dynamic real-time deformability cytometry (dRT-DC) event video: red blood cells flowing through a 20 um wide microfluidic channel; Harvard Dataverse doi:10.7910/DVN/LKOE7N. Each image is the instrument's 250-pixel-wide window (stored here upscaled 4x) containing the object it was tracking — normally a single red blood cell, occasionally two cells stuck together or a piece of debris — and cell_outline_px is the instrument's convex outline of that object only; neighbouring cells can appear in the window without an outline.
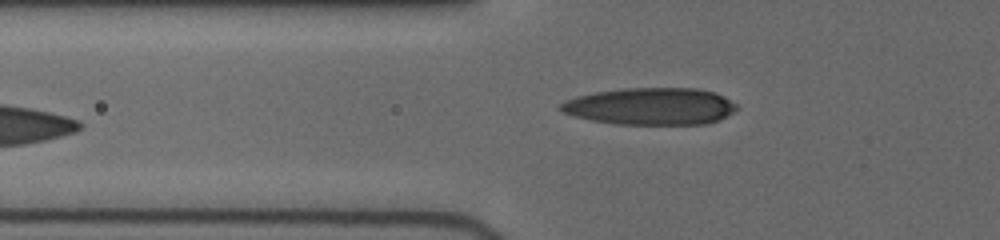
{"species": "human", "species_latin": "Homo sapiens", "temperature_condition": "cold", "stored_images_in_passage": 26, "camera_frame_rate_fps": 3000, "um_per_image_px": 0.085, "donor": {"sex": "female"}, "frame": {"image": 1, "passage_image": 2, "time_ms": 0.333, "image_size_px": [1000, 240], "cell_outline_px": [[736, 108], [732, 112], [720, 120], [704, 124], [616, 124], [592, 120], [576, 116], [564, 112], [560, 108], [560, 104], [564, 100], [576, 96], [596, 92], [624, 88], [696, 88], [716, 92], [724, 96], [736, 104]], "centroid_in_image_um": [55.32, 9.03], "position_along_channel_um": 70.5, "area_um2": 37.92}}
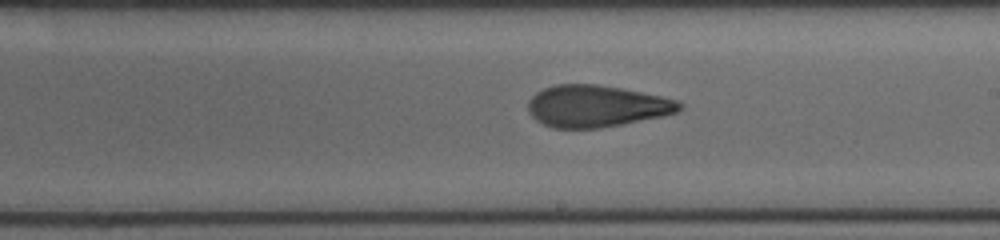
{"frame": {"image": 2, "passage_image": 15, "time_ms": 4.667, "image_size_px": [1000, 240], "cell_outline_px": [[684, 108], [676, 112], [664, 116], [600, 128], [552, 128], [536, 120], [528, 112], [528, 100], [536, 92], [544, 88], [556, 84], [596, 84], [620, 88], [660, 96], [676, 100], [684, 104]], "centroid_in_image_um": [50.69, 9.02], "position_along_channel_um": 238.3, "area_um2": 36.88}}
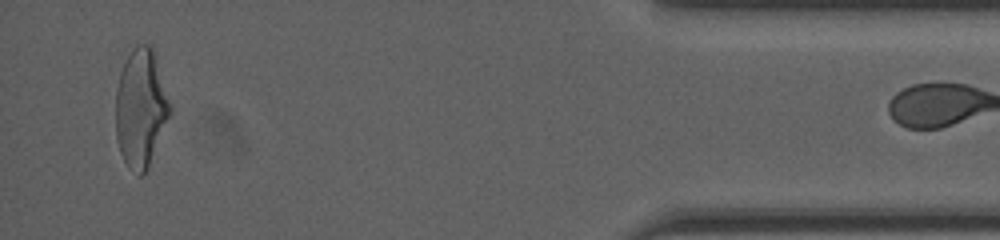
{"frame": {"image": 3, "passage_image": 26, "time_ms": 10.667, "image_size_px": [1000, 240], "cell_outline_px": [[172, 112], [148, 168], [140, 176], [124, 160], [120, 152], [116, 140], [116, 88], [120, 72], [132, 48], [136, 44], [148, 44], [156, 52]], "centroid_in_image_um": [11.98, 9.15], "position_along_channel_um": 423.2, "area_um2": 37.45}, "authors_computed_cell_mechanics": {"area_um2": 37.6278, "velocity_mm_per_s": 3.9959, "shape_relaxation_time_tau1_ms": 6.6974, "shape_relaxation_time_tau2_ms": 2.7465, "deformation_change_tau1": 0.2176, "deformation_change_tau2": 0.1183}}